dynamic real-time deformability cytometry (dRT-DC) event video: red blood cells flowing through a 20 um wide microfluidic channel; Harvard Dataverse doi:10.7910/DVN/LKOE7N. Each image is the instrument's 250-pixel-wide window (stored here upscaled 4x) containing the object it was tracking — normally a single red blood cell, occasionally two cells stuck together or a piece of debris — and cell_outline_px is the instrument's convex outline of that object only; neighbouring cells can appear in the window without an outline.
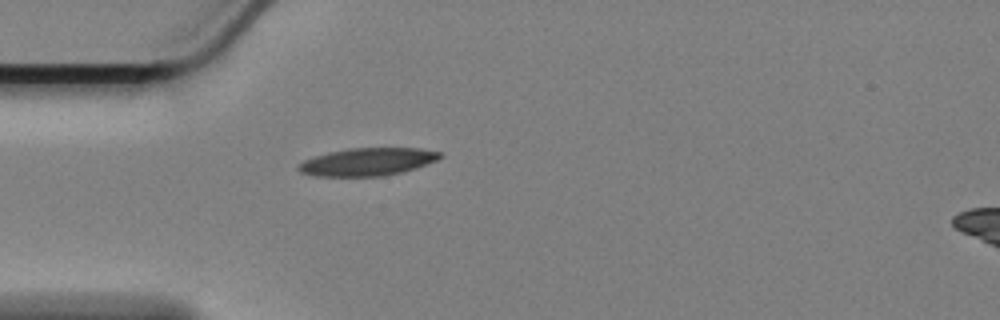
{"species": "Egyptian fruit bat (a non-hibernating species)", "species_latin": "Rousettus aegyptiacus", "temperature_condition": "cold", "stored_images_in_passage": 40, "camera_frame_rate_fps": 3000, "um_per_image_px": 0.085, "animal": {"sex": "female"}, "frame": {"image": 1, "passage_image": 1, "time_ms": 0.0, "image_size_px": [1000, 320], "cell_outline_px": [[444, 156], [436, 160], [416, 168], [384, 176], [312, 176], [300, 172], [296, 168], [296, 164], [304, 160], [328, 152], [348, 148], [420, 148], [440, 152]], "centroid_in_image_um": [31.2, 13.75], "position_along_channel_um": 53.8, "area_um2": 22.95}}
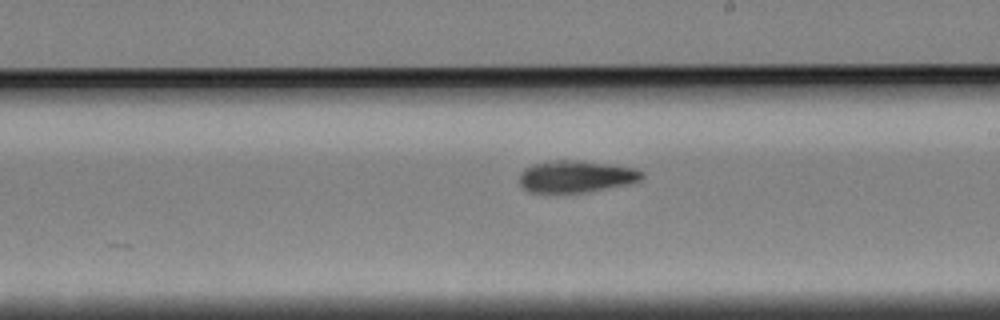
{"frame": {"image": 2, "passage_image": 18, "time_ms": 5.667, "image_size_px": [1000, 320], "cell_outline_px": [[644, 176], [640, 180], [628, 184], [584, 192], [528, 192], [520, 184], [520, 172], [524, 168], [532, 164], [552, 160], [580, 160], [616, 164], [636, 168], [644, 172]], "centroid_in_image_um": [48.98, 14.97], "position_along_channel_um": 240.0, "area_um2": 23.0}}
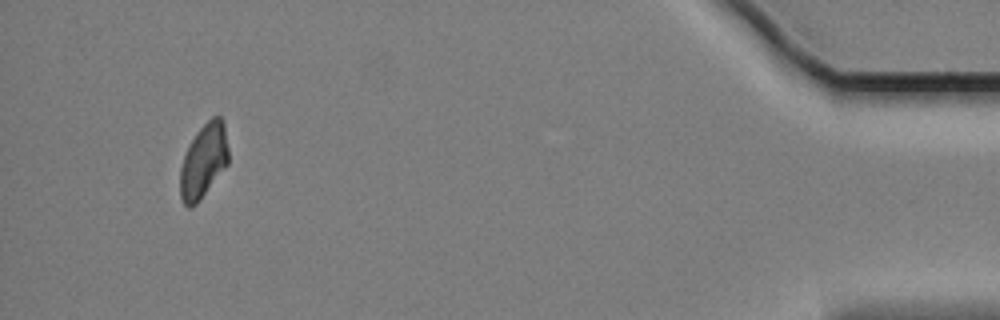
{"frame": {"image": 3, "passage_image": 40, "time_ms": 13.0, "image_size_px": [1000, 320], "cell_outline_px": [[228, 164], [196, 204], [188, 208], [184, 204], [180, 196], [180, 168], [188, 144], [196, 132], [212, 116], [220, 116], [224, 120], [228, 148]], "centroid_in_image_um": [17.3, 13.65], "position_along_channel_um": 417.9, "area_um2": 20.87}, "authors_computed_cell_mechanics": {"area_um2": 22.3397, "velocity_mm_per_s": 3.392, "shape_relaxation_time_tau1_ms": 9.8824, "shape_relaxation_time_tau2_ms": null, "deformation_change_tau1": 0.1758, "deformation_change_tau2": null}}